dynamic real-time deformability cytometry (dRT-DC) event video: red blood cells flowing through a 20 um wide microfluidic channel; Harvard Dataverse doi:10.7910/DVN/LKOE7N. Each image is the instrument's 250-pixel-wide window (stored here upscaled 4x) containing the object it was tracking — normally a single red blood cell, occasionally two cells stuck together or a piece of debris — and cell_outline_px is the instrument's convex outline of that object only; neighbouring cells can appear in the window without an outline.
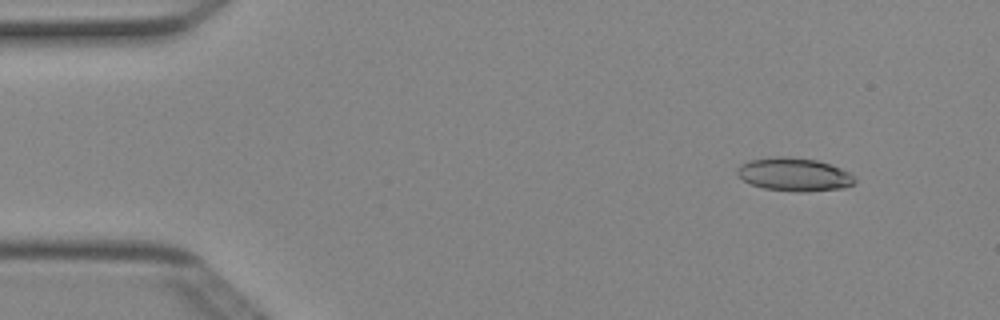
{"species": "Egyptian fruit bat (a non-hibernating species)", "species_latin": "Rousettus aegyptiacus", "temperature_condition": "cold", "stored_images_in_passage": 49, "camera_frame_rate_fps": 3000, "um_per_image_px": 0.085, "animal": {"sex": "female"}, "frame": {"image": 1, "passage_image": 4, "time_ms": 1.0, "image_size_px": [1000, 320], "cell_outline_px": [[856, 180], [852, 184], [844, 188], [808, 192], [796, 192], [764, 188], [752, 184], [744, 180], [736, 172], [736, 168], [740, 164], [752, 160], [776, 156], [788, 156], [816, 160], [840, 168], [856, 176]], "centroid_in_image_um": [67.52, 14.83], "position_along_channel_um": 17.5, "area_um2": 22.77}}
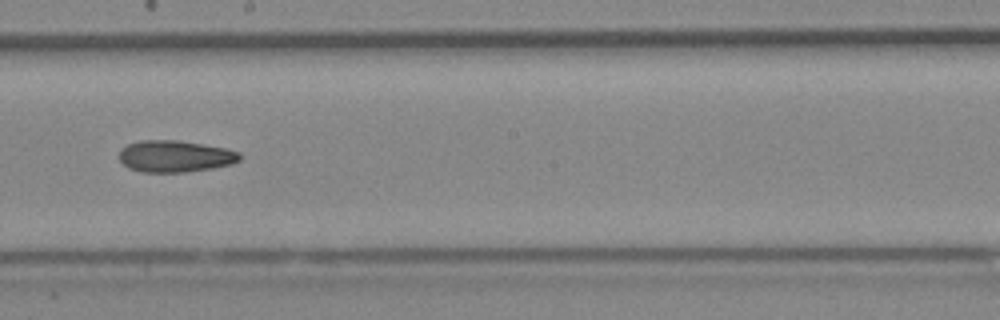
{"frame": {"image": 2, "passage_image": 27, "time_ms": 8.667, "image_size_px": [1000, 320], "cell_outline_px": [[240, 160], [232, 164], [212, 168], [184, 172], [140, 172], [128, 168], [120, 160], [120, 148], [128, 144], [140, 140], [180, 140], [224, 148], [240, 152]], "centroid_in_image_um": [14.86, 13.28], "position_along_channel_um": 233.3, "area_um2": 22.31}}
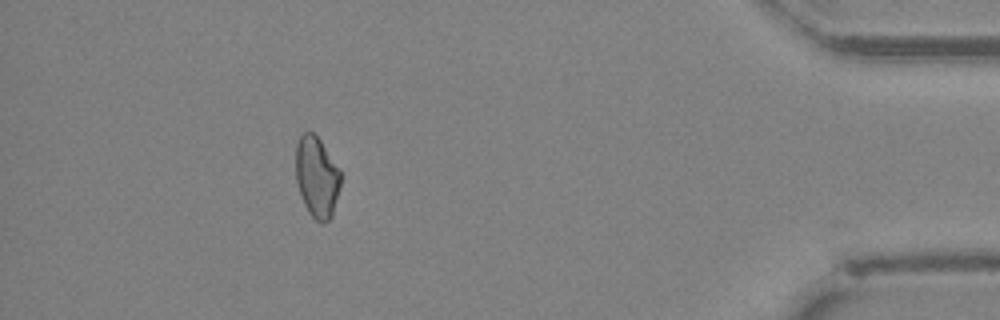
{"frame": {"image": 3, "passage_image": 44, "time_ms": 14.333, "image_size_px": [1000, 320], "cell_outline_px": [[340, 188], [332, 216], [328, 220], [320, 224], [308, 212], [304, 204], [296, 180], [296, 144], [300, 136], [304, 132], [312, 132], [320, 140], [340, 168]], "centroid_in_image_um": [26.94, 15.05], "position_along_channel_um": 408.3, "area_um2": 21.15}}